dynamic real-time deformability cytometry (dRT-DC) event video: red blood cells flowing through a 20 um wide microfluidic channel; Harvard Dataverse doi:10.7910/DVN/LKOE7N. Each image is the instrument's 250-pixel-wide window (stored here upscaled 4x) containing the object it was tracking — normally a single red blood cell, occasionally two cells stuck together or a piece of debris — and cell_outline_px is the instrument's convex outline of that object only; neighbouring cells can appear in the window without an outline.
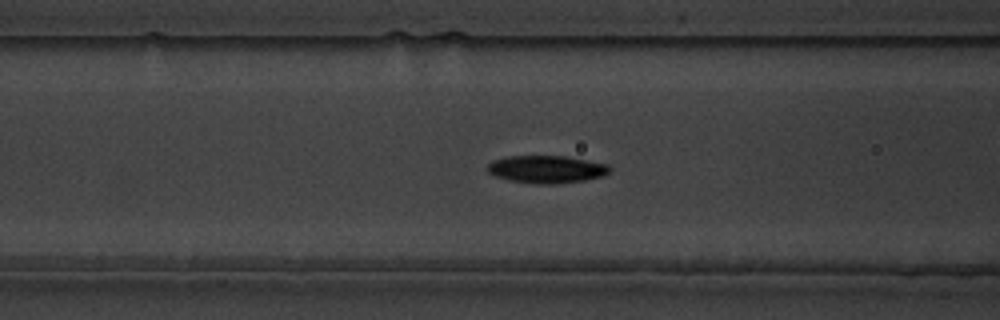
{"species": "common noctule bat (a hibernating species)", "species_latin": "Nyctalus noctula", "temperature_condition": "warm", "stored_images_in_passage": 42, "camera_frame_rate_fps": 3000, "um_per_image_px": 0.085, "animal": {"sex": "male", "body_mass_g": 19.5, "forearm_length_mm": 54.6}, "frame": {"image": 1, "passage_image": 7, "time_ms": 2.0, "image_size_px": [1000, 320], "cell_outline_px": [[612, 168], [604, 176], [584, 180], [556, 184], [536, 184], [508, 180], [496, 176], [488, 172], [488, 164], [492, 160], [508, 156], [568, 156], [608, 164]], "centroid_in_image_um": [46.48, 14.38], "position_along_channel_um": 120.1, "area_um2": 19.77}}
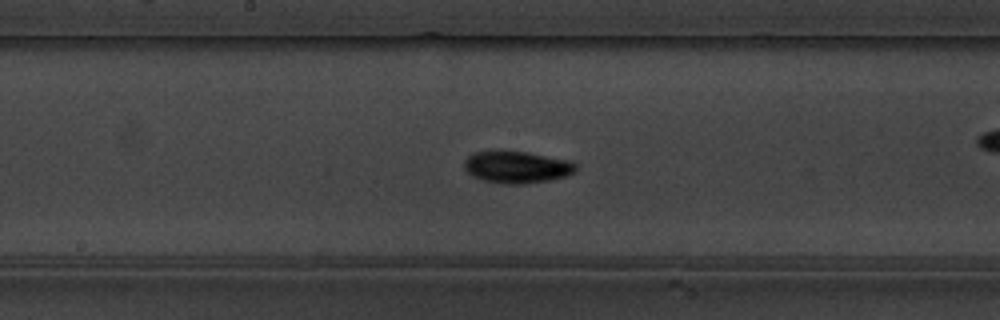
{"frame": {"image": 2, "passage_image": 14, "time_ms": 4.333, "image_size_px": [1000, 320], "cell_outline_px": [[576, 172], [564, 176], [548, 180], [524, 184], [504, 184], [484, 180], [472, 176], [464, 168], [464, 160], [468, 156], [476, 152], [528, 152], [568, 160], [576, 164]], "centroid_in_image_um": [43.93, 14.22], "position_along_channel_um": 204.3, "area_um2": 20.46}}
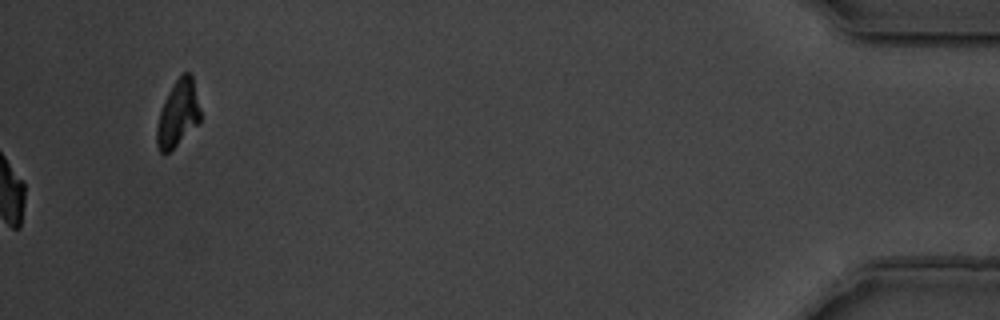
{"frame": {"image": 3, "passage_image": 42, "time_ms": 13.667, "image_size_px": [1000, 320], "cell_outline_px": [[200, 124], [168, 152], [160, 152], [156, 144], [156, 128], [160, 112], [164, 100], [172, 84], [180, 72], [188, 72], [192, 76], [200, 108]], "centroid_in_image_um": [15.13, 9.63], "position_along_channel_um": 420.1, "area_um2": 16.99}, "authors_computed_cell_mechanics": {"area_um2": 19.074, "velocity_mm_per_s": 3.6109, "shape_relaxation_time_tau1_ms": 2.9661, "shape_relaxation_time_tau2_ms": 3.7489, "deformation_change_tau1": 0.1315, "deformation_change_tau2": 0.0714}}